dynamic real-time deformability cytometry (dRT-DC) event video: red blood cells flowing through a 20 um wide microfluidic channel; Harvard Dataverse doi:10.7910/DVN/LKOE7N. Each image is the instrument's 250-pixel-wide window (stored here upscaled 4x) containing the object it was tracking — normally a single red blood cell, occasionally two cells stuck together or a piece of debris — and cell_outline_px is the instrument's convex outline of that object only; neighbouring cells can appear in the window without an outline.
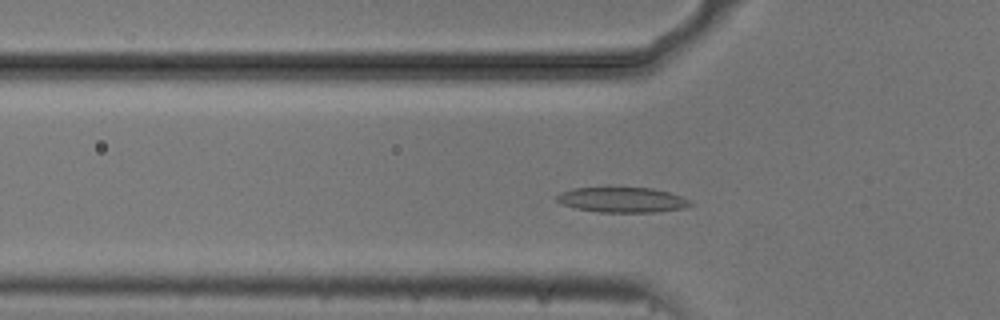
{"species": "common noctule bat (a hibernating species)", "species_latin": "Nyctalus noctula", "temperature_condition": "cold", "stored_images_in_passage": 50, "camera_frame_rate_fps": 3000, "um_per_image_px": 0.085, "animal": {"sex": "male", "body_mass_g": 20.5, "forearm_length_mm": 52.5}, "frame": {"image": 1, "passage_image": 13, "time_ms": 4.0, "image_size_px": [1000, 320], "cell_outline_px": [[696, 204], [684, 208], [656, 212], [600, 212], [576, 208], [564, 204], [556, 200], [556, 196], [560, 192], [572, 188], [652, 188], [668, 192], [680, 196]], "centroid_in_image_um": [52.91, 16.99], "position_along_channel_um": 72.9, "area_um2": 19.42}}
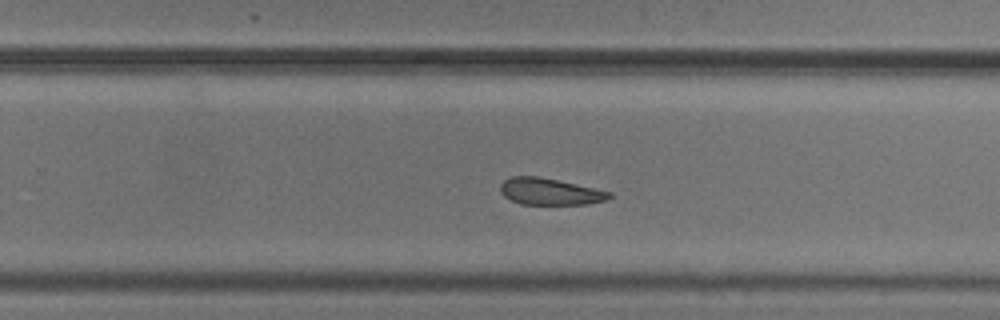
{"frame": {"image": 2, "passage_image": 30, "time_ms": 9.667, "image_size_px": [1000, 320], "cell_outline_px": [[612, 196], [604, 200], [588, 204], [520, 204], [504, 196], [500, 192], [500, 184], [508, 176], [536, 176], [556, 180], [612, 192]], "centroid_in_image_um": [46.69, 16.28], "position_along_channel_um": 283.1, "area_um2": 16.76}}
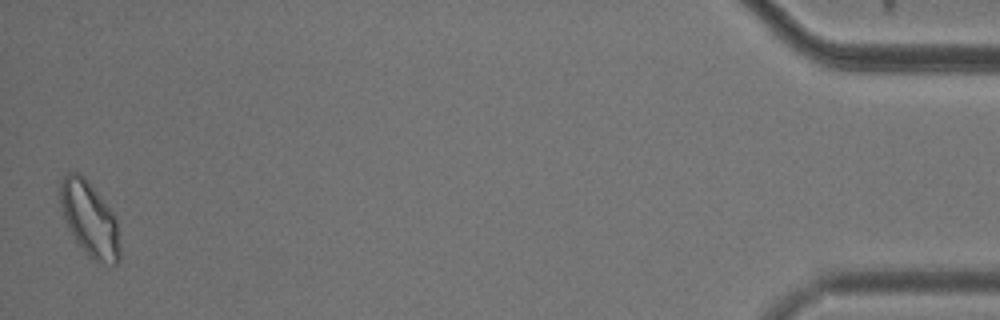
{"frame": {"image": 3, "passage_image": 49, "time_ms": 16.0, "image_size_px": [1000, 320], "cell_outline_px": [[120, 260], [116, 264], [96, 264], [88, 256], [76, 240], [68, 228], [60, 204], [60, 180], [68, 172], [80, 172], [84, 176], [116, 216], [120, 244]], "centroid_in_image_um": [7.63, 18.65], "position_along_channel_um": 427.6, "area_um2": 26.18}, "authors_computed_cell_mechanics": {"area_um2": 18.9584, "velocity_mm_per_s": 3.7064, "shape_relaxation_time_tau1_ms": 4.4361, "shape_relaxation_time_tau2_ms": null, "deformation_change_tau1": 0.1077, "deformation_change_tau2": null}}